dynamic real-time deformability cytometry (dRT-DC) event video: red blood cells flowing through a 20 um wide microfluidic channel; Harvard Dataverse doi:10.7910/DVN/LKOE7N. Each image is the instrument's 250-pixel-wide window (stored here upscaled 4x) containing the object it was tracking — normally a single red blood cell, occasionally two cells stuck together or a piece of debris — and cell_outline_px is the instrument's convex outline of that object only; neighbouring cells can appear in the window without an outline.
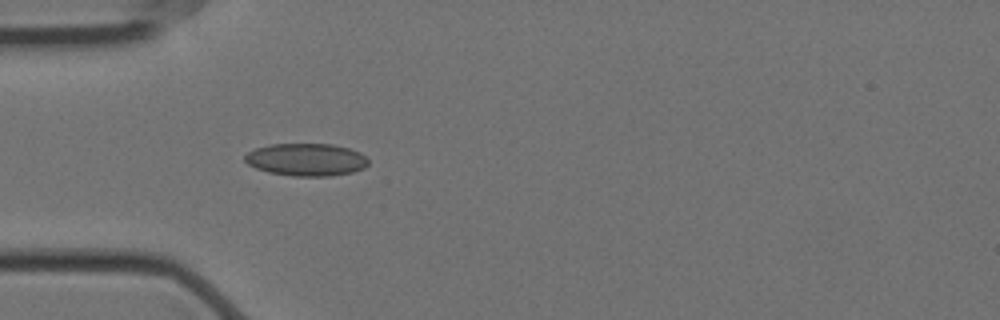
{"species": "Egyptian fruit bat (a non-hibernating species)", "species_latin": "Rousettus aegyptiacus", "temperature_condition": "cold", "stored_images_in_passage": 41, "camera_frame_rate_fps": 3000, "um_per_image_px": 0.085, "animal": {"sex": "female"}, "frame": {"image": 1, "passage_image": 1, "time_ms": 0.0, "image_size_px": [1000, 320], "cell_outline_px": [[368, 164], [364, 168], [352, 172], [332, 176], [292, 176], [268, 172], [256, 168], [248, 164], [244, 160], [244, 156], [248, 152], [256, 148], [268, 144], [332, 144], [348, 148], [360, 152], [368, 160]], "centroid_in_image_um": [26.02, 13.57], "position_along_channel_um": 59.0, "area_um2": 23.47}}
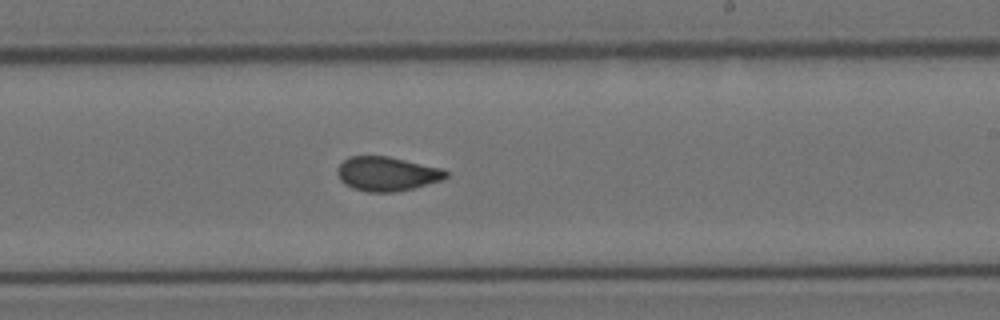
{"frame": {"image": 2, "passage_image": 18, "time_ms": 5.667, "image_size_px": [1000, 320], "cell_outline_px": [[448, 176], [444, 180], [412, 188], [392, 192], [368, 192], [352, 188], [344, 184], [340, 180], [336, 172], [336, 168], [348, 156], [388, 156], [444, 168], [448, 172]], "centroid_in_image_um": [32.89, 14.77], "position_along_channel_um": 256.1, "area_um2": 21.91}}
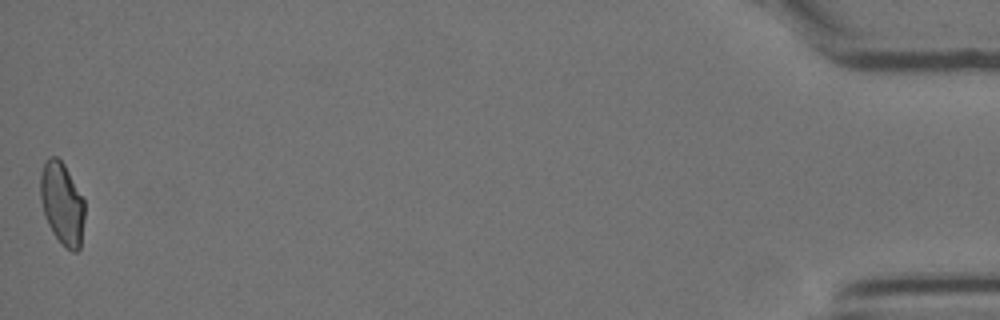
{"frame": {"image": 3, "passage_image": 41, "time_ms": 13.333, "image_size_px": [1000, 320], "cell_outline_px": [[84, 220], [80, 248], [76, 252], [72, 252], [52, 232], [44, 216], [40, 200], [40, 172], [44, 160], [48, 156], [56, 156], [64, 164], [84, 200]], "centroid_in_image_um": [5.25, 17.26], "position_along_channel_um": 429.9, "area_um2": 21.27}, "authors_computed_cell_mechanics": {"area_um2": 21.6172, "velocity_mm_per_s": 3.5232, "shape_relaxation_time_tau1_ms": null, "shape_relaxation_time_tau2_ms": 1.3304, "deformation_change_tau1": null, "deformation_change_tau2": 0.0598}}